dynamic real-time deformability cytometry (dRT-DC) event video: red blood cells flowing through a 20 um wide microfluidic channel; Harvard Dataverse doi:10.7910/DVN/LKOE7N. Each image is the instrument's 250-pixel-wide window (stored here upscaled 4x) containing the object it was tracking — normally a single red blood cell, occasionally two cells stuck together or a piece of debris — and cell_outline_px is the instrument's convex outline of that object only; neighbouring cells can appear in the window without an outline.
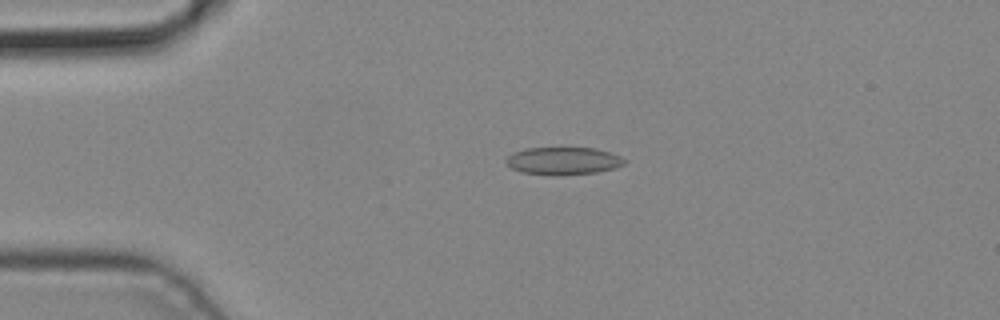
{"species": "common noctule bat (a hibernating species)", "species_latin": "Nyctalus noctula", "temperature_condition": "cold", "stored_images_in_passage": 1, "camera_frame_rate_fps": 3000, "um_per_image_px": 0.085, "animal": {"sex": "male", "body_mass_g": 19.2, "forearm_length_mm": 51.8}, "frame": {"image": 1, "passage_image": 1, "time_ms": 0.0, "image_size_px": [1000, 320], "cell_outline_px": [[628, 160], [624, 164], [616, 168], [596, 172], [560, 176], [548, 176], [520, 172], [512, 168], [504, 160], [512, 152], [524, 148], [596, 148], [620, 156]], "centroid_in_image_um": [47.86, 13.69], "position_along_channel_um": 37.1, "area_um2": 19.36}}